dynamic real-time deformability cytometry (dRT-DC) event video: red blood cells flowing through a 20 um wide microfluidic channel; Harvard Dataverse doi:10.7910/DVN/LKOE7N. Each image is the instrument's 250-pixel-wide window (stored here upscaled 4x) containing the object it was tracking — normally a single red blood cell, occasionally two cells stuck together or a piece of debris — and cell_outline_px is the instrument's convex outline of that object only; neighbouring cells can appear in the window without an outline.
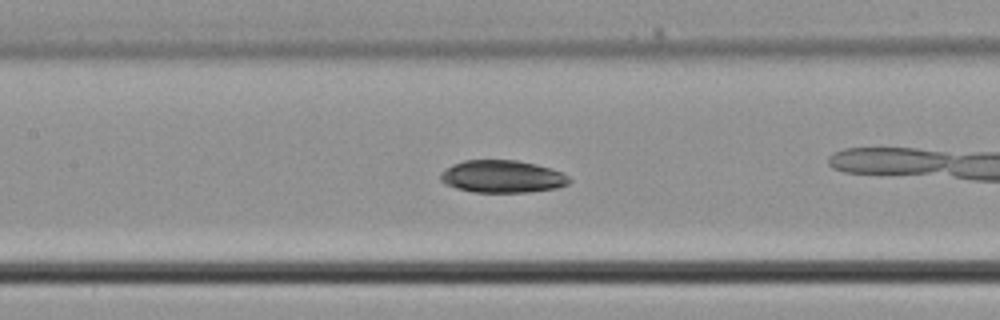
{"species": "common noctule bat (a hibernating species)", "species_latin": "Nyctalus noctula", "temperature_condition": "cold", "stored_images_in_passage": 38, "camera_frame_rate_fps": 3000, "um_per_image_px": 0.085, "animal": {"sex": "male", "body_mass_g": 21.5, "forearm_length_mm": 52.0}, "frame": {"image": 1, "passage_image": 17, "time_ms": 5.333, "image_size_px": [1000, 320], "cell_outline_px": [[572, 180], [568, 184], [556, 188], [528, 192], [472, 192], [456, 188], [444, 184], [440, 180], [440, 172], [452, 164], [464, 160], [516, 160], [536, 164], [552, 168], [564, 172]], "centroid_in_image_um": [42.69, 15.0], "position_along_channel_um": 164.7, "area_um2": 24.62}}